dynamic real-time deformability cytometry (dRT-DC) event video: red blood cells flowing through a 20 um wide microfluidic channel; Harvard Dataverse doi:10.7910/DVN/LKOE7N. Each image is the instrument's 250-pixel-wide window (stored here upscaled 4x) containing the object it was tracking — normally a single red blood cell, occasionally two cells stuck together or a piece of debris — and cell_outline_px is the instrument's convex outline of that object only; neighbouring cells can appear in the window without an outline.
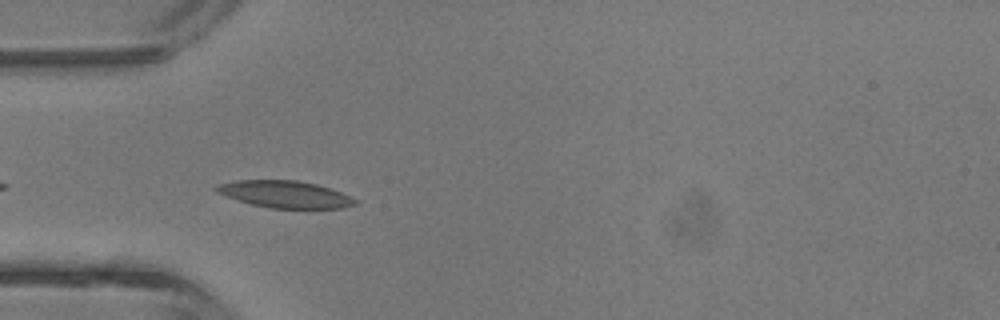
{"species": "common noctule bat (a hibernating species)", "species_latin": "Nyctalus noctula", "temperature_condition": "room temperature", "stored_images_in_passage": 5, "camera_frame_rate_fps": 3000, "um_per_image_px": 0.085, "animal": {"sex": "male", "body_mass_g": 13.3}, "frame": {"image": 1, "passage_image": 4, "time_ms": 3.667, "image_size_px": [1000, 320], "cell_outline_px": [[356, 204], [344, 208], [268, 208], [252, 204], [216, 192], [212, 188], [216, 184], [236, 180], [296, 180], [316, 184], [352, 196], [356, 200]], "centroid_in_image_um": [24.21, 16.51], "position_along_channel_um": 60.8, "area_um2": 21.73}}
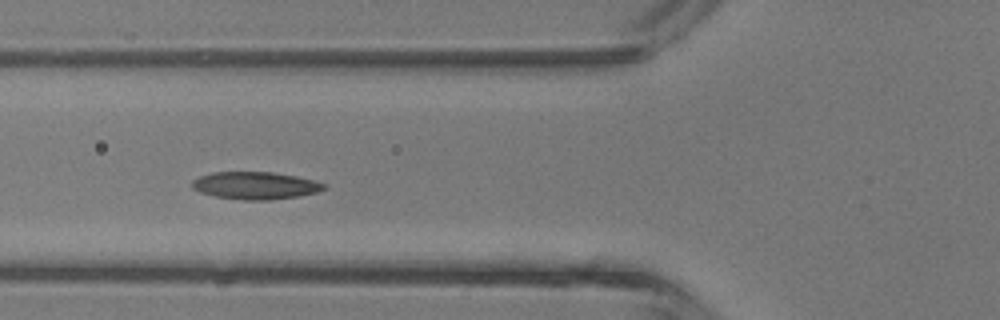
{"frame": {"image": 2, "passage_image": 5, "time_ms": 4.667, "image_size_px": [1000, 320], "cell_outline_px": [[328, 188], [316, 192], [300, 196], [268, 200], [240, 200], [216, 196], [200, 192], [192, 188], [192, 180], [200, 176], [212, 172], [272, 172], [296, 176], [328, 184]], "centroid_in_image_um": [21.72, 15.77], "position_along_channel_um": 104.1, "area_um2": 21.15}}